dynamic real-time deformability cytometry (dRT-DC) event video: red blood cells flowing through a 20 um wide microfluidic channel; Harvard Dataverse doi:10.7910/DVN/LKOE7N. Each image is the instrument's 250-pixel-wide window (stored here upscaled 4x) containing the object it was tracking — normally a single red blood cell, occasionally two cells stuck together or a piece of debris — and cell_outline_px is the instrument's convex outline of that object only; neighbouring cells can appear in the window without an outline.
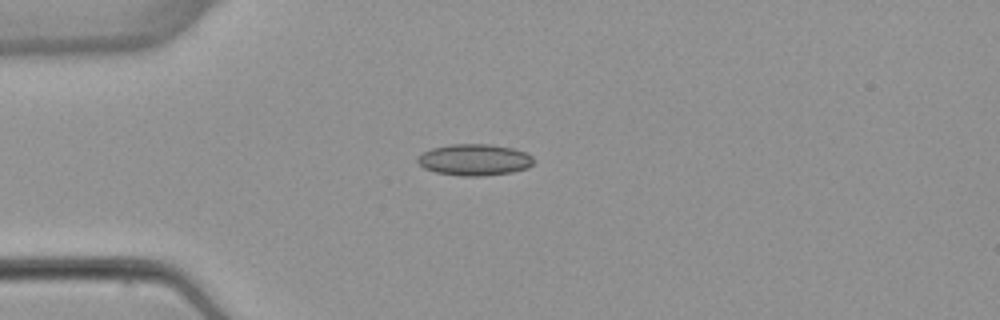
{"species": "common noctule bat (a hibernating species)", "species_latin": "Nyctalus noctula", "temperature_condition": "warm", "stored_images_in_passage": 4, "camera_frame_rate_fps": 3000, "um_per_image_px": 0.085, "animal": {"sex": "female", "body_mass_g": 22.7, "forearm_length_mm": 54.2}, "frame": {"image": 1, "passage_image": 2, "time_ms": 2.0, "image_size_px": [1000, 320], "cell_outline_px": [[532, 164], [528, 168], [512, 172], [480, 176], [460, 176], [436, 172], [424, 168], [416, 160], [416, 156], [432, 148], [448, 144], [492, 144], [512, 148], [524, 152], [532, 156]], "centroid_in_image_um": [40.3, 13.58], "position_along_channel_um": 44.7, "area_um2": 21.27}}
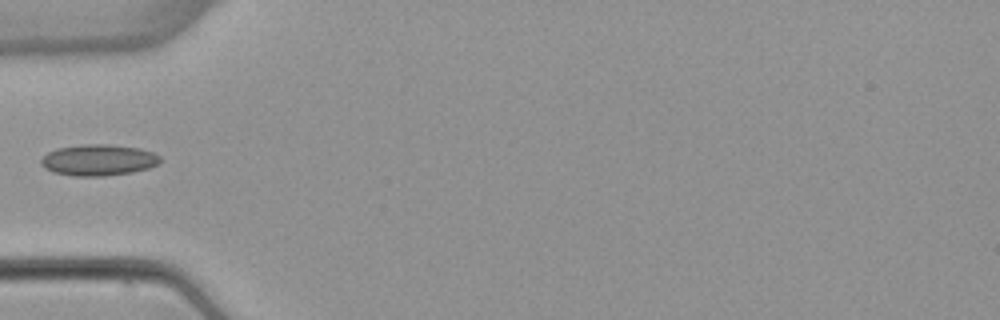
{"frame": {"image": 2, "passage_image": 3, "time_ms": 3.333, "image_size_px": [1000, 320], "cell_outline_px": [[160, 160], [156, 164], [148, 168], [132, 172], [104, 176], [72, 176], [52, 172], [44, 168], [40, 164], [40, 160], [48, 152], [56, 148], [80, 144], [108, 144], [140, 148], [152, 152], [160, 156]], "centroid_in_image_um": [8.32, 13.6], "position_along_channel_um": 76.7, "area_um2": 21.79}}
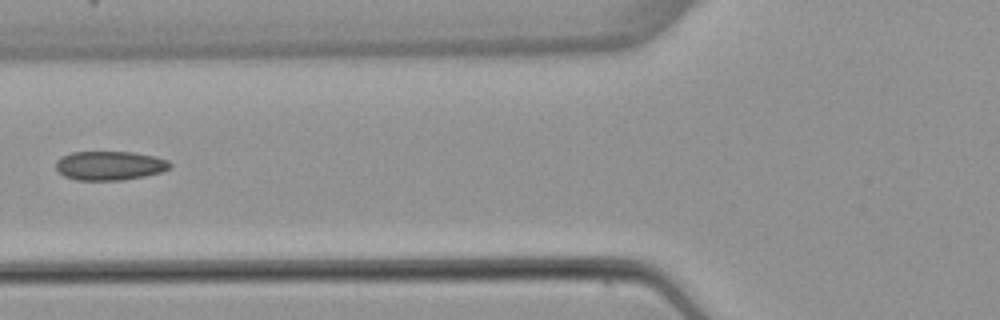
{"frame": {"image": 3, "passage_image": 4, "time_ms": 4.333, "image_size_px": [1000, 320], "cell_outline_px": [[172, 168], [160, 172], [144, 176], [124, 180], [76, 180], [64, 176], [56, 168], [56, 160], [60, 156], [72, 152], [136, 152], [156, 156], [168, 160], [172, 164]], "centroid_in_image_um": [9.35, 14.07], "position_along_channel_um": 116.5, "area_um2": 19.54}}